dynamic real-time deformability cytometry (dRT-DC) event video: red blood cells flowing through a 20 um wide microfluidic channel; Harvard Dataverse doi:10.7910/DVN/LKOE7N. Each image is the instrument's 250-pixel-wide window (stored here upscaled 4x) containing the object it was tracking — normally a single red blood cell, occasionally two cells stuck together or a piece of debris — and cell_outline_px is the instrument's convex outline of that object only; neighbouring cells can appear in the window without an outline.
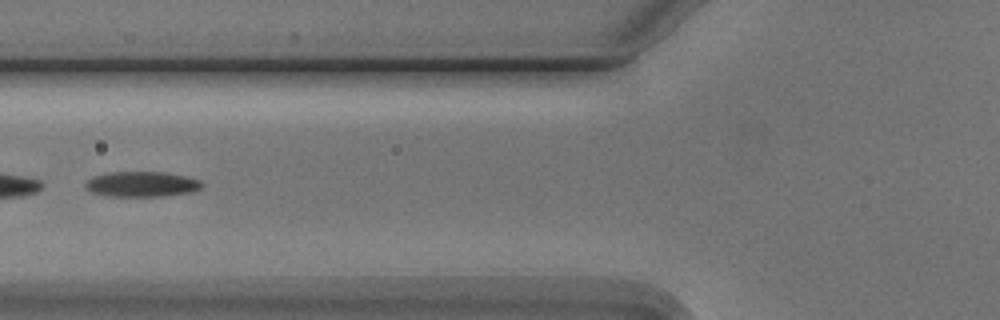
{"species": "Egyptian fruit bat (a non-hibernating species)", "species_latin": "Rousettus aegyptiacus", "temperature_condition": "cold", "stored_images_in_passage": 8, "camera_frame_rate_fps": 3000, "um_per_image_px": 0.085, "animal": {"sex": "male"}, "frame": {"image": 1, "passage_image": 5, "time_ms": 5.0, "image_size_px": [1000, 320], "cell_outline_px": [[204, 184], [196, 192], [164, 196], [104, 196], [92, 192], [84, 188], [84, 184], [92, 176], [112, 172], [164, 172], [184, 176], [200, 180]], "centroid_in_image_um": [12.05, 15.66], "position_along_channel_um": 113.7, "area_um2": 17.34}}
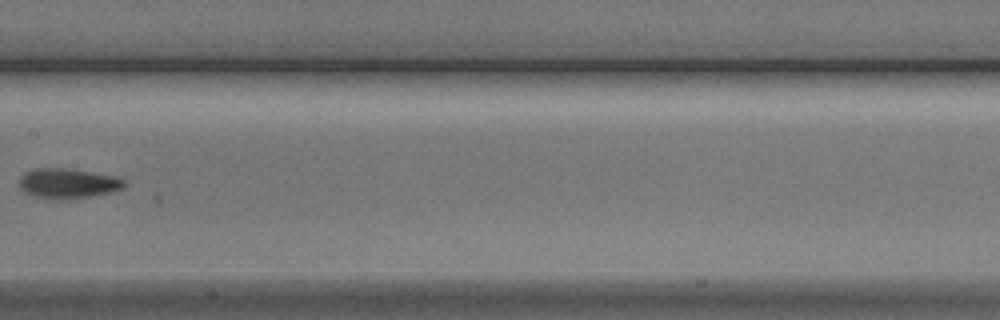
{"frame": {"image": 2, "passage_image": 7, "time_ms": 7.333, "image_size_px": [1000, 320], "cell_outline_px": [[128, 184], [124, 188], [112, 192], [92, 196], [36, 196], [24, 192], [20, 188], [20, 176], [24, 172], [36, 168], [68, 168], [112, 176], [124, 180]], "centroid_in_image_um": [5.79, 15.53], "position_along_channel_um": 201.6, "area_um2": 17.51}}
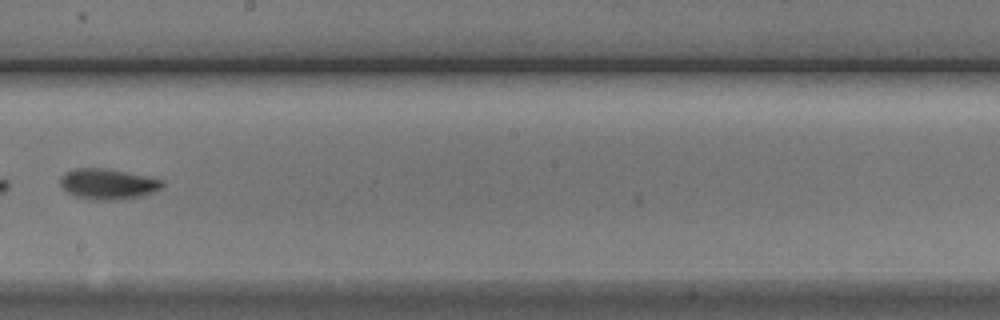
{"frame": {"image": 3, "passage_image": 8, "time_ms": 8.333, "image_size_px": [1000, 320], "cell_outline_px": [[164, 184], [156, 192], [140, 196], [116, 200], [88, 200], [76, 196], [68, 192], [60, 184], [60, 180], [64, 172], [76, 168], [100, 168], [124, 172], [164, 180]], "centroid_in_image_um": [9.16, 15.65], "position_along_channel_um": 239.0, "area_um2": 18.03}}